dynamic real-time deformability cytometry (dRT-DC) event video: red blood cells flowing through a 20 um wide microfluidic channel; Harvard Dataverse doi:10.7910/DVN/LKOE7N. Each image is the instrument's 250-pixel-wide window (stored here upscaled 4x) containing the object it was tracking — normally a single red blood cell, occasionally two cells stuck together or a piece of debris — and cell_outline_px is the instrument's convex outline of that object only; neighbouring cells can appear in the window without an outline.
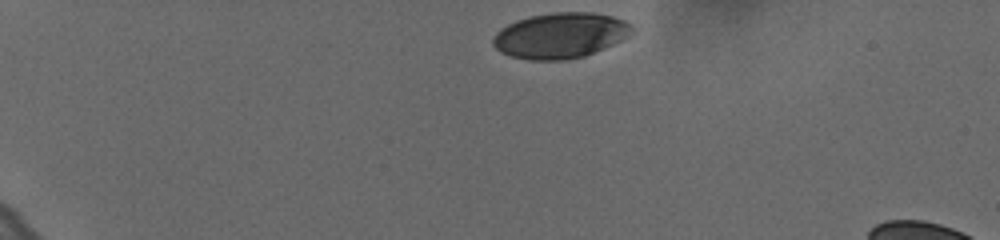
{"species": "human", "species_latin": "Homo sapiens", "temperature_condition": "cold", "stored_images_in_passage": 38, "camera_frame_rate_fps": 3000, "um_per_image_px": 0.085, "donor": {"sex": "female"}, "frame": {"image": 1, "passage_image": 1, "time_ms": 0.0, "image_size_px": [1000, 240], "cell_outline_px": [[636, 28], [628, 36], [604, 48], [584, 56], [564, 60], [528, 60], [508, 56], [500, 52], [492, 44], [492, 36], [500, 28], [516, 20], [532, 16], [552, 12], [592, 12], [612, 16], [624, 20], [632, 24]], "centroid_in_image_um": [47.6, 3.01], "position_along_channel_um": 37.4, "area_um2": 37.11}}
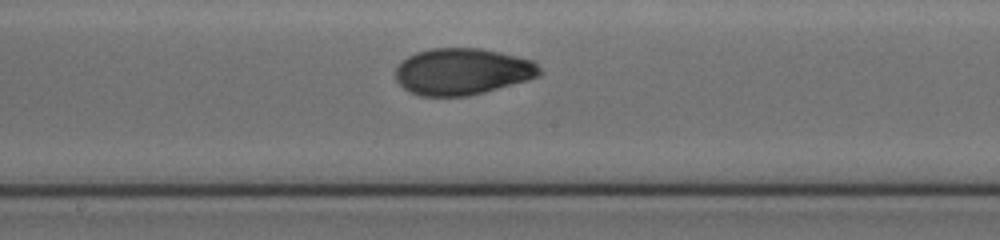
{"frame": {"image": 2, "passage_image": 22, "time_ms": 7.0, "image_size_px": [1000, 240], "cell_outline_px": [[544, 72], [540, 76], [528, 80], [484, 92], [468, 96], [420, 96], [408, 92], [396, 80], [396, 68], [408, 56], [416, 52], [432, 48], [480, 48], [500, 52], [532, 60]], "centroid_in_image_um": [39.31, 6.08], "position_along_channel_um": 208.9, "area_um2": 39.19}}
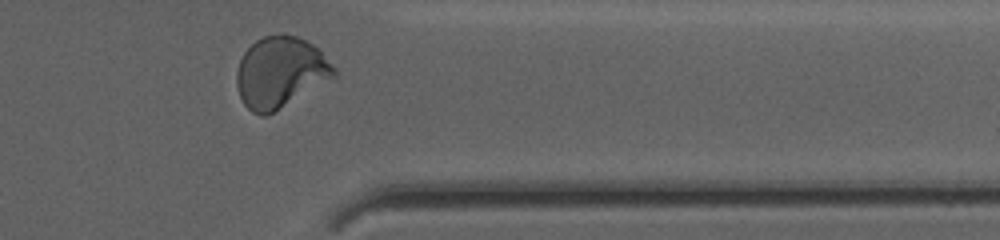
{"frame": {"image": 3, "passage_image": 37, "time_ms": 12.0, "image_size_px": [1000, 240], "cell_outline_px": [[336, 76], [272, 112], [264, 116], [260, 116], [252, 112], [244, 104], [240, 96], [236, 84], [236, 72], [240, 60], [244, 52], [256, 40], [264, 36], [280, 32], [296, 36], [320, 48], [336, 68]], "centroid_in_image_um": [23.83, 6.11], "position_along_channel_um": 387.6, "area_um2": 40.17}, "authors_computed_cell_mechanics": {"area_um2": 38.6104, "velocity_mm_per_s": 3.6329, "shape_relaxation_time_tau1_ms": 5.8856, "shape_relaxation_time_tau2_ms": 1.3786, "deformation_change_tau1": 0.1876, "deformation_change_tau2": 0.0356}}